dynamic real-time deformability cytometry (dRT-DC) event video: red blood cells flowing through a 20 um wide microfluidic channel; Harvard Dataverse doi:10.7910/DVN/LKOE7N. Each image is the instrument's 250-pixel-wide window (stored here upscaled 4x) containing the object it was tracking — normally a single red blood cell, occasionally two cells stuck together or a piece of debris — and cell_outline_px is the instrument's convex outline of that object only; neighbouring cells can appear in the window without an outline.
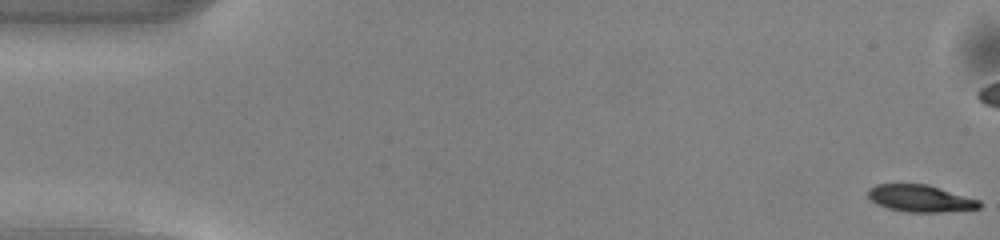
{"species": "common noctule bat (a hibernating species)", "species_latin": "Nyctalus noctula", "temperature_condition": "warm", "stored_images_in_passage": 40, "camera_frame_rate_fps": 3000, "um_per_image_px": 0.085, "animal": {"sex": "male", "body_mass_g": 13.0, "forearm_length_mm": 53.1}, "frame": {"image": 1, "passage_image": 1, "time_ms": 0.0, "image_size_px": [1000, 240], "cell_outline_px": [[980, 208], [940, 212], [908, 212], [888, 208], [876, 204], [868, 196], [868, 188], [876, 184], [928, 184], [980, 200]], "centroid_in_image_um": [78.21, 16.86], "position_along_channel_um": 6.8, "area_um2": 17.46}}
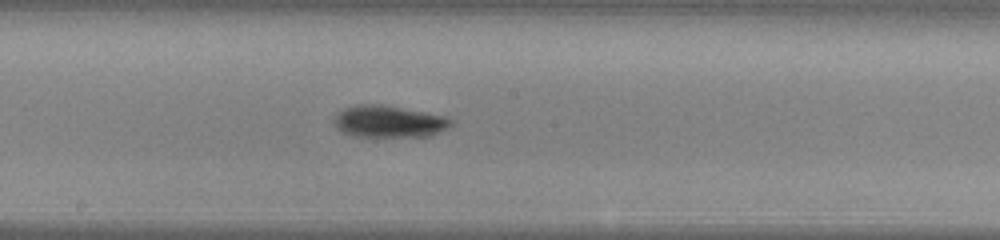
{"frame": {"image": 2, "passage_image": 27, "time_ms": 8.667, "image_size_px": [1000, 240], "cell_outline_px": [[456, 120], [448, 128], [424, 136], [352, 136], [340, 132], [336, 128], [332, 120], [336, 112], [344, 108], [356, 104], [380, 104], [448, 116]], "centroid_in_image_um": [33.01, 10.31], "position_along_channel_um": 215.2, "area_um2": 21.96}}
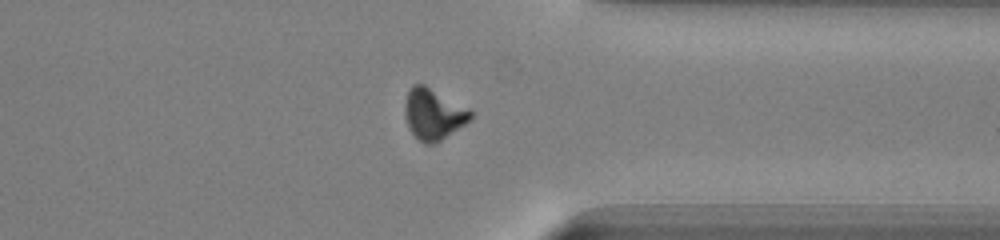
{"frame": {"image": 3, "passage_image": 39, "time_ms": 12.667, "image_size_px": [1000, 240], "cell_outline_px": [[472, 116], [464, 124], [436, 144], [424, 144], [408, 128], [404, 112], [404, 104], [408, 92], [412, 84], [424, 84], [468, 108], [472, 112]], "centroid_in_image_um": [36.81, 9.7], "position_along_channel_um": 374.6, "area_um2": 19.36}}